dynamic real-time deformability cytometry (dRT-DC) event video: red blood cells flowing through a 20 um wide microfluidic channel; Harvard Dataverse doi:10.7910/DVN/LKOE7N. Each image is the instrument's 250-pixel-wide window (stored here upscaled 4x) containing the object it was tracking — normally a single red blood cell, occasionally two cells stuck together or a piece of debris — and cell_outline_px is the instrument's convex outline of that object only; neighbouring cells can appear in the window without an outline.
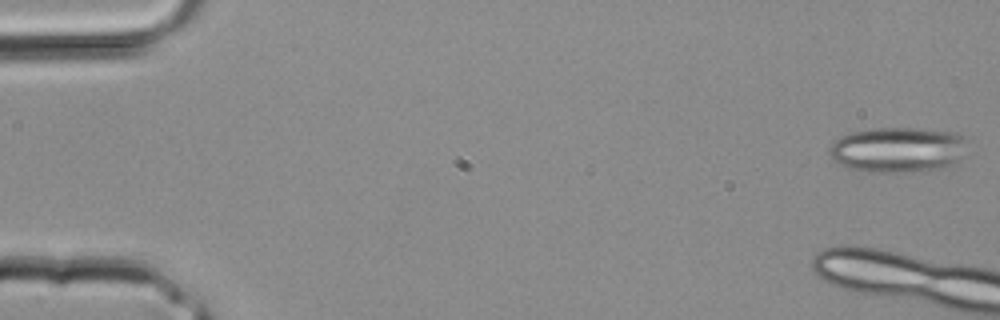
{"species": "common noctule bat (a hibernating species)", "species_latin": "Nyctalus noctula", "temperature_condition": "room temperature", "stored_images_in_passage": 3, "camera_frame_rate_fps": 3000, "um_per_image_px": 0.085, "animal": {"sex": "male", "body_mass_g": 20.4}, "frame": {"image": 1, "passage_image": 1, "time_ms": 0.0, "image_size_px": [1000, 320], "cell_outline_px": [[968, 140], [960, 168], [912, 172], [868, 172], [852, 168], [840, 164], [828, 152], [832, 144], [840, 136], [848, 132], [868, 128], [924, 128], [960, 132]], "centroid_in_image_um": [76.49, 12.73], "position_along_channel_um": 8.5, "area_um2": 37.92}}